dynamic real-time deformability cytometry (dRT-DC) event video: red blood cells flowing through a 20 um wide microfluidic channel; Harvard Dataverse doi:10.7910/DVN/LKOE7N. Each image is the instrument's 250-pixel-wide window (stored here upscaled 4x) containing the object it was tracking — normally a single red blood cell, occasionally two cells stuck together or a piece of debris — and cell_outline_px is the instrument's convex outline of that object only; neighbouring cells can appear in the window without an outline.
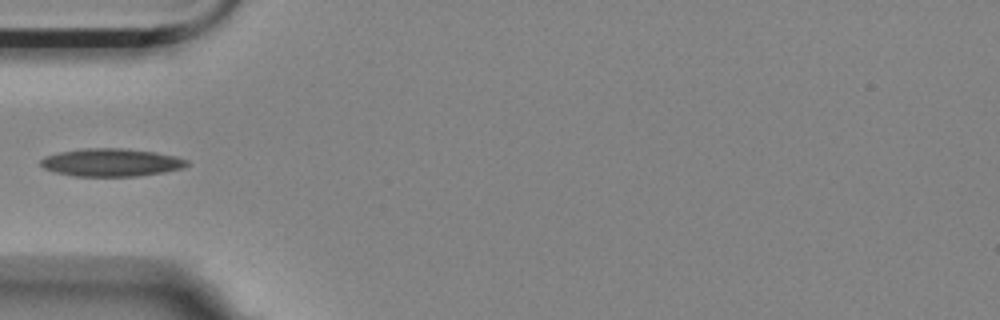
{"species": "Egyptian fruit bat (a non-hibernating species)", "species_latin": "Rousettus aegyptiacus", "temperature_condition": "room temperature", "stored_images_in_passage": 8, "camera_frame_rate_fps": 3000, "um_per_image_px": 0.085, "animal": {"sex": "female"}, "frame": {"image": 1, "passage_image": 5, "time_ms": 1.333, "image_size_px": [1000, 320], "cell_outline_px": [[188, 164], [180, 168], [164, 172], [136, 176], [76, 176], [56, 172], [44, 168], [40, 164], [40, 160], [44, 156], [60, 152], [84, 148], [124, 148], [152, 152], [176, 156], [188, 160]], "centroid_in_image_um": [9.43, 13.8], "position_along_channel_um": 75.6, "area_um2": 23.52}}
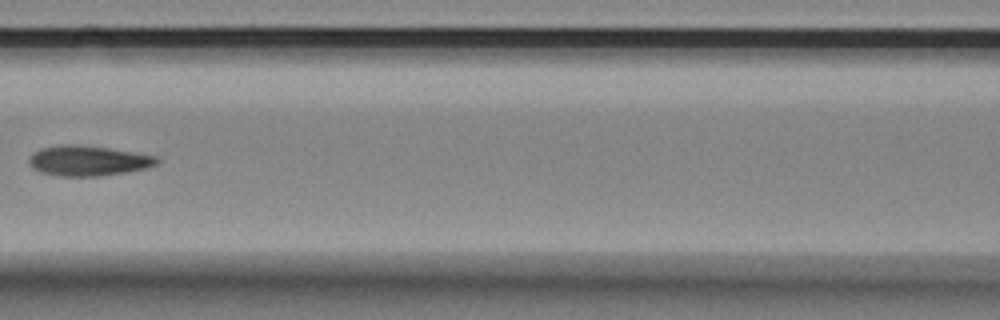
{"frame": {"image": 2, "passage_image": 7, "time_ms": 2.0, "image_size_px": [1000, 320], "cell_outline_px": [[160, 164], [148, 168], [100, 176], [60, 176], [40, 172], [32, 168], [28, 160], [40, 148], [60, 144], [80, 144], [108, 148], [156, 156], [160, 160]], "centroid_in_image_um": [7.51, 13.66], "position_along_channel_um": 159.1, "area_um2": 22.54}}
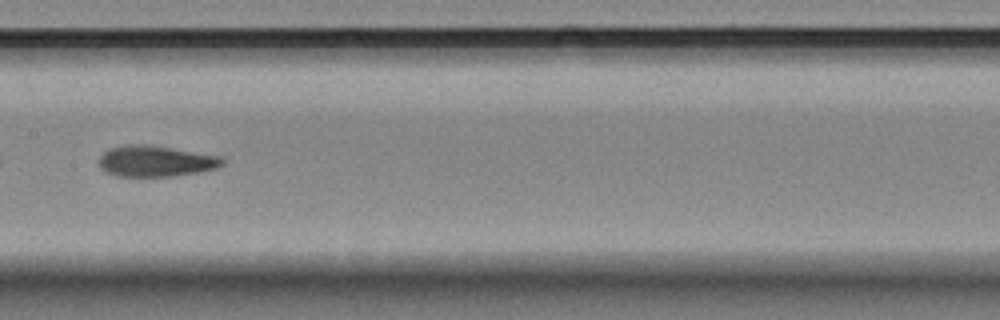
{"frame": {"image": 3, "passage_image": 8, "time_ms": 2.333, "image_size_px": [1000, 320], "cell_outline_px": [[224, 164], [216, 168], [200, 172], [168, 176], [120, 176], [108, 172], [100, 168], [100, 156], [108, 148], [128, 144], [148, 144], [220, 156], [224, 160]], "centroid_in_image_um": [13.23, 13.68], "position_along_channel_um": 194.2, "area_um2": 22.14}}